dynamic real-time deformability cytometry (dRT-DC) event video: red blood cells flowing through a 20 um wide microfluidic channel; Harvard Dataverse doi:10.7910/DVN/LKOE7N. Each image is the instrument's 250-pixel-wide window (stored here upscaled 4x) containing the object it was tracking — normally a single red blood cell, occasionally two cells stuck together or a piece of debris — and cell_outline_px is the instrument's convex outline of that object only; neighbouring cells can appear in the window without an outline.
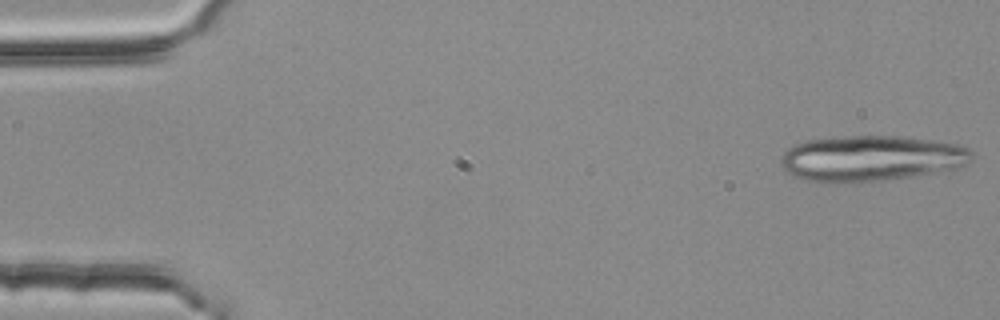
{"species": "common noctule bat (a hibernating species)", "species_latin": "Nyctalus noctula", "temperature_condition": "room temperature", "stored_images_in_passage": 5, "camera_frame_rate_fps": 3000, "um_per_image_px": 0.085, "animal": {"sex": "female", "body_mass_g": 25.1}, "frame": {"image": 1, "passage_image": 1, "time_ms": 0.0, "image_size_px": [1000, 320], "cell_outline_px": [[972, 160], [968, 164], [944, 172], [884, 180], [828, 184], [804, 180], [788, 172], [780, 164], [780, 156], [788, 148], [796, 144], [808, 140], [852, 136], [900, 136], [956, 144], [968, 148], [972, 152]], "centroid_in_image_um": [74.05, 13.48], "position_along_channel_um": 11.0, "area_um2": 51.15}}